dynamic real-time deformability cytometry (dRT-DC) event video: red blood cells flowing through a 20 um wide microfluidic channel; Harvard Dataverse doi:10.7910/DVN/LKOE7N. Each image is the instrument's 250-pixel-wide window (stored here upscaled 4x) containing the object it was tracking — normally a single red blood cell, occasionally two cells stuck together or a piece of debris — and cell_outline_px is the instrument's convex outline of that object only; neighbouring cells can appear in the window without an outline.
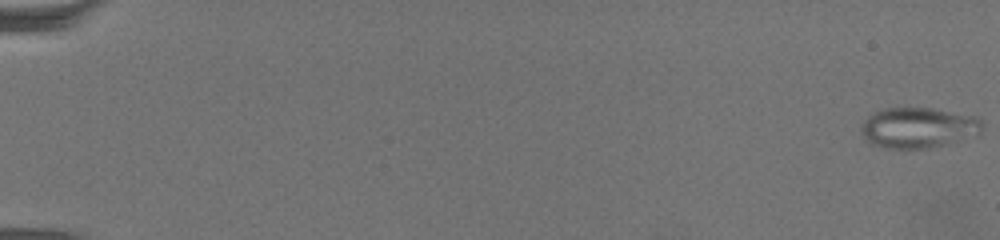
{"species": "common noctule bat (a hibernating species)", "species_latin": "Nyctalus noctula", "temperature_condition": "warm", "stored_images_in_passage": 68, "camera_frame_rate_fps": 3000, "um_per_image_px": 0.085, "animal": {"sex": "female", "body_mass_g": 19.5, "forearm_length_mm": 54.1}, "frame": {"image": 1, "passage_image": 1, "time_ms": 0.0, "image_size_px": [1000, 240], "cell_outline_px": [[984, 124], [980, 132], [976, 136], [928, 148], [884, 148], [868, 144], [860, 132], [860, 128], [864, 120], [872, 112], [884, 108], [932, 108], [976, 116]], "centroid_in_image_um": [78.01, 10.85], "position_along_channel_um": 7.0, "area_um2": 28.9}}
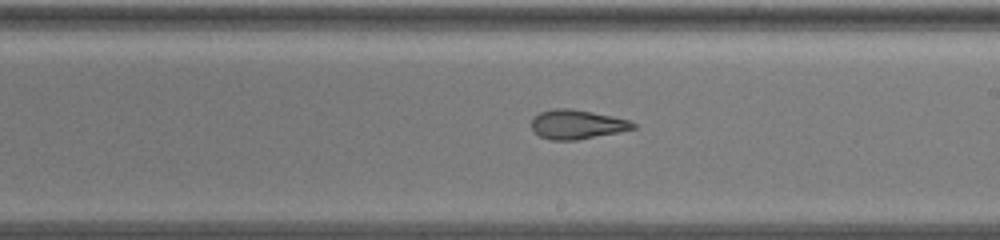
{"frame": {"image": 2, "passage_image": 42, "time_ms": 13.667, "image_size_px": [1000, 240], "cell_outline_px": [[636, 128], [620, 132], [576, 140], [552, 140], [540, 136], [532, 128], [532, 120], [540, 112], [552, 108], [568, 108], [592, 112], [612, 116], [628, 120], [636, 124]], "centroid_in_image_um": [49.06, 10.57], "position_along_channel_um": 239.9, "area_um2": 17.17}}
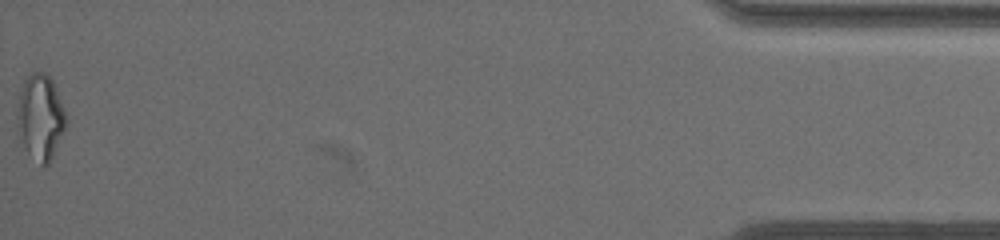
{"frame": {"image": 3, "passage_image": 68, "time_ms": 22.333, "image_size_px": [1000, 240], "cell_outline_px": [[68, 120], [64, 132], [48, 164], [44, 168], [28, 152], [24, 144], [20, 132], [20, 92], [24, 80], [32, 72], [44, 72], [52, 80], [64, 108]], "centroid_in_image_um": [3.51, 9.94], "position_along_channel_um": 431.7, "area_um2": 23.35}, "authors_computed_cell_mechanics": {"area_um2": 20.5768, "velocity_mm_per_s": 3.2149, "shape_relaxation_time_tau1_ms": null, "shape_relaxation_time_tau2_ms": 1.7937, "deformation_change_tau1": null, "deformation_change_tau2": 0.0951}}